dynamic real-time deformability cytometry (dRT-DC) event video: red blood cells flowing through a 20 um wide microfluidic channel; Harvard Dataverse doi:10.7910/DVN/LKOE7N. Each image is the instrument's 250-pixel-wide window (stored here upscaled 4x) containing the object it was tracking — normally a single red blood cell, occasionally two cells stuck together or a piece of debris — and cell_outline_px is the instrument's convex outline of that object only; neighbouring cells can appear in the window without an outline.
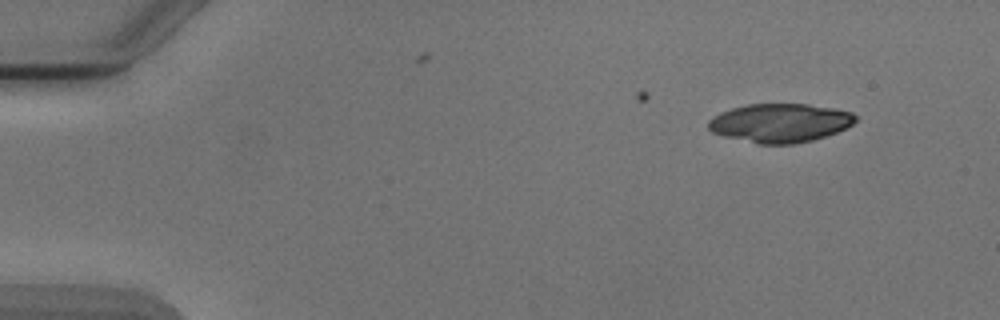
{"species": "Egyptian fruit bat (a non-hibernating species)", "species_latin": "Rousettus aegyptiacus", "temperature_condition": "cold", "stored_images_in_passage": 3, "camera_frame_rate_fps": 3000, "um_per_image_px": 0.085, "animal": {"sex": "male"}, "frame": {"image": 1, "passage_image": 1, "time_ms": 0.0, "image_size_px": [1000, 320], "cell_outline_px": [[856, 120], [852, 124], [836, 132], [812, 140], [792, 144], [760, 144], [724, 136], [712, 132], [708, 128], [708, 120], [712, 116], [720, 112], [732, 108], [748, 104], [808, 104], [836, 108], [852, 112], [856, 116]], "centroid_in_image_um": [66.29, 10.44], "position_along_channel_um": 18.7, "area_um2": 33.18}}